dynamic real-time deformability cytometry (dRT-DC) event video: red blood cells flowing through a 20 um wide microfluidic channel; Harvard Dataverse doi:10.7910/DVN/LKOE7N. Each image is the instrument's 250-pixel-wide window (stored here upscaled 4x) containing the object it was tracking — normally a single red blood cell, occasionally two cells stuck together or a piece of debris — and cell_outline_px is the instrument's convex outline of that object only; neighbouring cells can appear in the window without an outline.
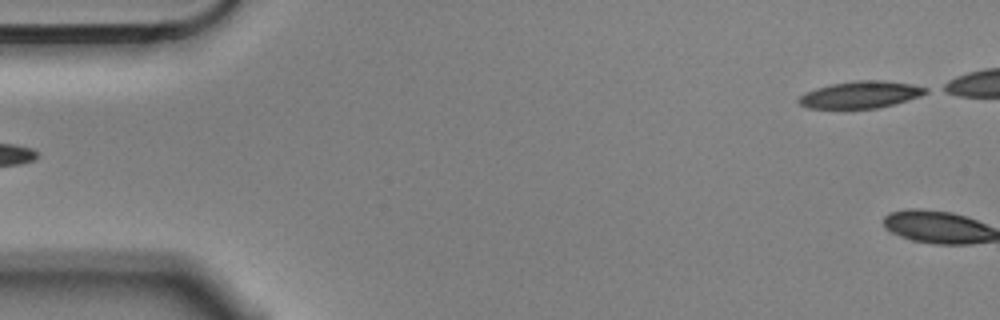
{"species": "Egyptian fruit bat (a non-hibernating species)", "species_latin": "Rousettus aegyptiacus", "temperature_condition": "cold", "stored_images_in_passage": 5, "segment_of_instrument_passage": [2, 2], "camera_frame_rate_fps": 3000, "um_per_image_px": 0.085, "animal": {"sex": "male"}, "frame": {"image": 1, "passage_image": 5, "time_ms": 1.333, "image_size_px": [1000, 320], "cell_outline_px": [[928, 92], [920, 96], [908, 100], [876, 108], [808, 108], [800, 104], [796, 100], [800, 96], [816, 88], [832, 84], [856, 80], [884, 80], [912, 84], [928, 88]], "centroid_in_image_um": [73.17, 8.04], "position_along_channel_um": 11.8, "area_um2": 19.77}}